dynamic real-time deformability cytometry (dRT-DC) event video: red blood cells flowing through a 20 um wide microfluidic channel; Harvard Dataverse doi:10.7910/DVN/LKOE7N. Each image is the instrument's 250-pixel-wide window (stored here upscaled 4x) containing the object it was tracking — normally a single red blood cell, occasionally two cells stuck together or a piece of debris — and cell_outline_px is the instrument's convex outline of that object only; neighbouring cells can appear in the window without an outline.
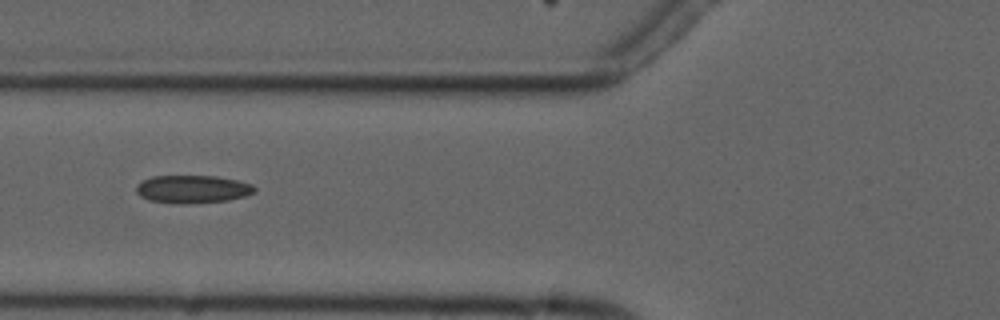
{"species": "common noctule bat (a hibernating species)", "species_latin": "Nyctalus noctula", "temperature_condition": "cold", "stored_images_in_passage": 5, "camera_frame_rate_fps": 3000, "um_per_image_px": 0.085, "animal": {"sex": "male", "forearm_length_mm": 52.5}, "frame": {"image": 1, "passage_image": 4, "time_ms": 3.333, "image_size_px": [1000, 320], "cell_outline_px": [[256, 192], [244, 196], [228, 200], [176, 204], [148, 200], [140, 196], [136, 192], [136, 184], [152, 176], [216, 176], [236, 180], [252, 184], [256, 188]], "centroid_in_image_um": [16.35, 16.07], "position_along_channel_um": 109.5, "area_um2": 19.19}}
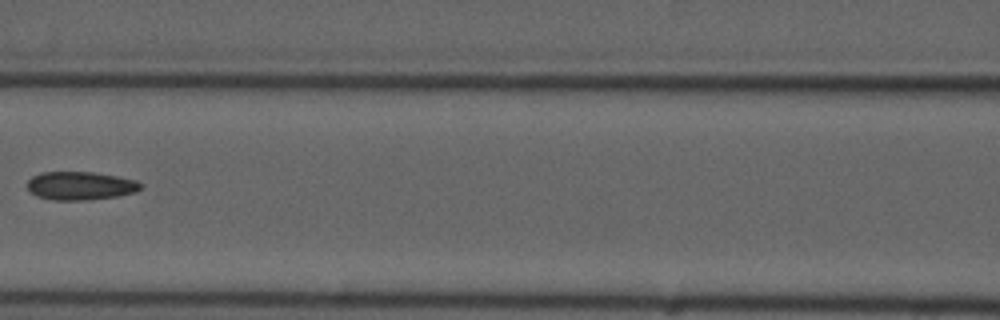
{"frame": {"image": 2, "passage_image": 5, "time_ms": 4.667, "image_size_px": [1000, 320], "cell_outline_px": [[144, 184], [136, 192], [116, 196], [88, 200], [52, 200], [36, 196], [28, 188], [28, 180], [32, 176], [44, 172], [92, 172], [116, 176], [136, 180]], "centroid_in_image_um": [6.84, 15.79], "position_along_channel_um": 159.8, "area_um2": 18.67}}